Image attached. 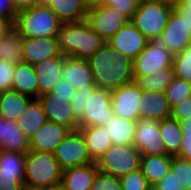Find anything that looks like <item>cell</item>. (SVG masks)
<instances>
[{
	"instance_id": "cell-23",
	"label": "cell",
	"mask_w": 191,
	"mask_h": 190,
	"mask_svg": "<svg viewBox=\"0 0 191 190\" xmlns=\"http://www.w3.org/2000/svg\"><path fill=\"white\" fill-rule=\"evenodd\" d=\"M78 130L85 140L90 157L95 162L113 145L104 125L81 127Z\"/></svg>"
},
{
	"instance_id": "cell-19",
	"label": "cell",
	"mask_w": 191,
	"mask_h": 190,
	"mask_svg": "<svg viewBox=\"0 0 191 190\" xmlns=\"http://www.w3.org/2000/svg\"><path fill=\"white\" fill-rule=\"evenodd\" d=\"M63 64L64 56L59 55L33 65L39 86V97L50 93L55 84L62 79Z\"/></svg>"
},
{
	"instance_id": "cell-26",
	"label": "cell",
	"mask_w": 191,
	"mask_h": 190,
	"mask_svg": "<svg viewBox=\"0 0 191 190\" xmlns=\"http://www.w3.org/2000/svg\"><path fill=\"white\" fill-rule=\"evenodd\" d=\"M13 90L32 98H39V86L32 64L22 61L15 65Z\"/></svg>"
},
{
	"instance_id": "cell-30",
	"label": "cell",
	"mask_w": 191,
	"mask_h": 190,
	"mask_svg": "<svg viewBox=\"0 0 191 190\" xmlns=\"http://www.w3.org/2000/svg\"><path fill=\"white\" fill-rule=\"evenodd\" d=\"M161 138L169 155L175 156L181 147L183 130L179 120L167 118L159 121Z\"/></svg>"
},
{
	"instance_id": "cell-54",
	"label": "cell",
	"mask_w": 191,
	"mask_h": 190,
	"mask_svg": "<svg viewBox=\"0 0 191 190\" xmlns=\"http://www.w3.org/2000/svg\"><path fill=\"white\" fill-rule=\"evenodd\" d=\"M177 7H187L191 11V0H180Z\"/></svg>"
},
{
	"instance_id": "cell-41",
	"label": "cell",
	"mask_w": 191,
	"mask_h": 190,
	"mask_svg": "<svg viewBox=\"0 0 191 190\" xmlns=\"http://www.w3.org/2000/svg\"><path fill=\"white\" fill-rule=\"evenodd\" d=\"M76 91L77 90L72 87L70 83L62 78L61 80H59V82L55 84L50 93L55 95V99L61 100V103H63L64 101L71 103L74 100Z\"/></svg>"
},
{
	"instance_id": "cell-53",
	"label": "cell",
	"mask_w": 191,
	"mask_h": 190,
	"mask_svg": "<svg viewBox=\"0 0 191 190\" xmlns=\"http://www.w3.org/2000/svg\"><path fill=\"white\" fill-rule=\"evenodd\" d=\"M151 1H157L166 5H169L173 8H176L180 0H151Z\"/></svg>"
},
{
	"instance_id": "cell-22",
	"label": "cell",
	"mask_w": 191,
	"mask_h": 190,
	"mask_svg": "<svg viewBox=\"0 0 191 190\" xmlns=\"http://www.w3.org/2000/svg\"><path fill=\"white\" fill-rule=\"evenodd\" d=\"M0 149L26 154L30 151L29 139L17 125L0 116Z\"/></svg>"
},
{
	"instance_id": "cell-32",
	"label": "cell",
	"mask_w": 191,
	"mask_h": 190,
	"mask_svg": "<svg viewBox=\"0 0 191 190\" xmlns=\"http://www.w3.org/2000/svg\"><path fill=\"white\" fill-rule=\"evenodd\" d=\"M175 78L174 68L168 67L156 73L139 77L136 82L142 90L165 92Z\"/></svg>"
},
{
	"instance_id": "cell-5",
	"label": "cell",
	"mask_w": 191,
	"mask_h": 190,
	"mask_svg": "<svg viewBox=\"0 0 191 190\" xmlns=\"http://www.w3.org/2000/svg\"><path fill=\"white\" fill-rule=\"evenodd\" d=\"M174 8L151 0H140L130 20L148 41H158Z\"/></svg>"
},
{
	"instance_id": "cell-18",
	"label": "cell",
	"mask_w": 191,
	"mask_h": 190,
	"mask_svg": "<svg viewBox=\"0 0 191 190\" xmlns=\"http://www.w3.org/2000/svg\"><path fill=\"white\" fill-rule=\"evenodd\" d=\"M42 104L47 120L63 125L71 131L78 130V121L72 113V105L70 102L61 103L59 99H55V95L47 93L38 98Z\"/></svg>"
},
{
	"instance_id": "cell-33",
	"label": "cell",
	"mask_w": 191,
	"mask_h": 190,
	"mask_svg": "<svg viewBox=\"0 0 191 190\" xmlns=\"http://www.w3.org/2000/svg\"><path fill=\"white\" fill-rule=\"evenodd\" d=\"M25 154L0 149V173L25 174Z\"/></svg>"
},
{
	"instance_id": "cell-27",
	"label": "cell",
	"mask_w": 191,
	"mask_h": 190,
	"mask_svg": "<svg viewBox=\"0 0 191 190\" xmlns=\"http://www.w3.org/2000/svg\"><path fill=\"white\" fill-rule=\"evenodd\" d=\"M34 98L15 90L0 94V116L9 121H17Z\"/></svg>"
},
{
	"instance_id": "cell-45",
	"label": "cell",
	"mask_w": 191,
	"mask_h": 190,
	"mask_svg": "<svg viewBox=\"0 0 191 190\" xmlns=\"http://www.w3.org/2000/svg\"><path fill=\"white\" fill-rule=\"evenodd\" d=\"M152 190H184L176 180L175 175L169 171V173L156 183Z\"/></svg>"
},
{
	"instance_id": "cell-8",
	"label": "cell",
	"mask_w": 191,
	"mask_h": 190,
	"mask_svg": "<svg viewBox=\"0 0 191 190\" xmlns=\"http://www.w3.org/2000/svg\"><path fill=\"white\" fill-rule=\"evenodd\" d=\"M173 59L174 55L159 41H148L142 53L134 59V81L163 68L173 67Z\"/></svg>"
},
{
	"instance_id": "cell-47",
	"label": "cell",
	"mask_w": 191,
	"mask_h": 190,
	"mask_svg": "<svg viewBox=\"0 0 191 190\" xmlns=\"http://www.w3.org/2000/svg\"><path fill=\"white\" fill-rule=\"evenodd\" d=\"M175 156L184 160L191 161V135H182L181 147Z\"/></svg>"
},
{
	"instance_id": "cell-4",
	"label": "cell",
	"mask_w": 191,
	"mask_h": 190,
	"mask_svg": "<svg viewBox=\"0 0 191 190\" xmlns=\"http://www.w3.org/2000/svg\"><path fill=\"white\" fill-rule=\"evenodd\" d=\"M24 186L50 189L61 183L62 169L54 153L29 151L25 154Z\"/></svg>"
},
{
	"instance_id": "cell-7",
	"label": "cell",
	"mask_w": 191,
	"mask_h": 190,
	"mask_svg": "<svg viewBox=\"0 0 191 190\" xmlns=\"http://www.w3.org/2000/svg\"><path fill=\"white\" fill-rule=\"evenodd\" d=\"M54 156L62 170L84 166L95 161L90 157L79 130L71 131L56 147Z\"/></svg>"
},
{
	"instance_id": "cell-20",
	"label": "cell",
	"mask_w": 191,
	"mask_h": 190,
	"mask_svg": "<svg viewBox=\"0 0 191 190\" xmlns=\"http://www.w3.org/2000/svg\"><path fill=\"white\" fill-rule=\"evenodd\" d=\"M62 78L76 90L95 85L94 77L87 59L65 57Z\"/></svg>"
},
{
	"instance_id": "cell-37",
	"label": "cell",
	"mask_w": 191,
	"mask_h": 190,
	"mask_svg": "<svg viewBox=\"0 0 191 190\" xmlns=\"http://www.w3.org/2000/svg\"><path fill=\"white\" fill-rule=\"evenodd\" d=\"M119 179L123 190H152V186L140 169L132 171Z\"/></svg>"
},
{
	"instance_id": "cell-25",
	"label": "cell",
	"mask_w": 191,
	"mask_h": 190,
	"mask_svg": "<svg viewBox=\"0 0 191 190\" xmlns=\"http://www.w3.org/2000/svg\"><path fill=\"white\" fill-rule=\"evenodd\" d=\"M45 3L62 23L80 22L86 19L88 10L83 0H47Z\"/></svg>"
},
{
	"instance_id": "cell-50",
	"label": "cell",
	"mask_w": 191,
	"mask_h": 190,
	"mask_svg": "<svg viewBox=\"0 0 191 190\" xmlns=\"http://www.w3.org/2000/svg\"><path fill=\"white\" fill-rule=\"evenodd\" d=\"M186 20L189 28H191V11L187 7H176L175 8Z\"/></svg>"
},
{
	"instance_id": "cell-14",
	"label": "cell",
	"mask_w": 191,
	"mask_h": 190,
	"mask_svg": "<svg viewBox=\"0 0 191 190\" xmlns=\"http://www.w3.org/2000/svg\"><path fill=\"white\" fill-rule=\"evenodd\" d=\"M107 42L115 48L118 54L134 60L145 49L148 40L130 21Z\"/></svg>"
},
{
	"instance_id": "cell-10",
	"label": "cell",
	"mask_w": 191,
	"mask_h": 190,
	"mask_svg": "<svg viewBox=\"0 0 191 190\" xmlns=\"http://www.w3.org/2000/svg\"><path fill=\"white\" fill-rule=\"evenodd\" d=\"M85 20L91 29L106 41L130 22L118 9L109 6L88 10Z\"/></svg>"
},
{
	"instance_id": "cell-2",
	"label": "cell",
	"mask_w": 191,
	"mask_h": 190,
	"mask_svg": "<svg viewBox=\"0 0 191 190\" xmlns=\"http://www.w3.org/2000/svg\"><path fill=\"white\" fill-rule=\"evenodd\" d=\"M58 41L65 57L88 59L107 42L93 31L86 20L62 23Z\"/></svg>"
},
{
	"instance_id": "cell-11",
	"label": "cell",
	"mask_w": 191,
	"mask_h": 190,
	"mask_svg": "<svg viewBox=\"0 0 191 190\" xmlns=\"http://www.w3.org/2000/svg\"><path fill=\"white\" fill-rule=\"evenodd\" d=\"M173 55L191 46V28L187 20L174 8L158 40Z\"/></svg>"
},
{
	"instance_id": "cell-46",
	"label": "cell",
	"mask_w": 191,
	"mask_h": 190,
	"mask_svg": "<svg viewBox=\"0 0 191 190\" xmlns=\"http://www.w3.org/2000/svg\"><path fill=\"white\" fill-rule=\"evenodd\" d=\"M18 11L12 3V0H0V18L15 23Z\"/></svg>"
},
{
	"instance_id": "cell-13",
	"label": "cell",
	"mask_w": 191,
	"mask_h": 190,
	"mask_svg": "<svg viewBox=\"0 0 191 190\" xmlns=\"http://www.w3.org/2000/svg\"><path fill=\"white\" fill-rule=\"evenodd\" d=\"M142 89L132 81L111 91V108L116 116L139 120L138 104Z\"/></svg>"
},
{
	"instance_id": "cell-56",
	"label": "cell",
	"mask_w": 191,
	"mask_h": 190,
	"mask_svg": "<svg viewBox=\"0 0 191 190\" xmlns=\"http://www.w3.org/2000/svg\"><path fill=\"white\" fill-rule=\"evenodd\" d=\"M47 190H64V189L59 185V186L52 187V188L47 189Z\"/></svg>"
},
{
	"instance_id": "cell-28",
	"label": "cell",
	"mask_w": 191,
	"mask_h": 190,
	"mask_svg": "<svg viewBox=\"0 0 191 190\" xmlns=\"http://www.w3.org/2000/svg\"><path fill=\"white\" fill-rule=\"evenodd\" d=\"M47 117L38 98H34L18 118L17 125L25 136L31 138L37 130L46 123Z\"/></svg>"
},
{
	"instance_id": "cell-36",
	"label": "cell",
	"mask_w": 191,
	"mask_h": 190,
	"mask_svg": "<svg viewBox=\"0 0 191 190\" xmlns=\"http://www.w3.org/2000/svg\"><path fill=\"white\" fill-rule=\"evenodd\" d=\"M173 68L175 77L191 83V46L174 55Z\"/></svg>"
},
{
	"instance_id": "cell-1",
	"label": "cell",
	"mask_w": 191,
	"mask_h": 190,
	"mask_svg": "<svg viewBox=\"0 0 191 190\" xmlns=\"http://www.w3.org/2000/svg\"><path fill=\"white\" fill-rule=\"evenodd\" d=\"M87 60L98 88L112 91L134 81V60L118 54L108 42Z\"/></svg>"
},
{
	"instance_id": "cell-40",
	"label": "cell",
	"mask_w": 191,
	"mask_h": 190,
	"mask_svg": "<svg viewBox=\"0 0 191 190\" xmlns=\"http://www.w3.org/2000/svg\"><path fill=\"white\" fill-rule=\"evenodd\" d=\"M95 88H96V85H89L76 91L74 100L71 102V105H72L71 109H72L74 118L77 121H79L83 116L84 106L87 100L88 91H94Z\"/></svg>"
},
{
	"instance_id": "cell-42",
	"label": "cell",
	"mask_w": 191,
	"mask_h": 190,
	"mask_svg": "<svg viewBox=\"0 0 191 190\" xmlns=\"http://www.w3.org/2000/svg\"><path fill=\"white\" fill-rule=\"evenodd\" d=\"M140 0H105L103 6H109L118 9L130 20L137 11Z\"/></svg>"
},
{
	"instance_id": "cell-44",
	"label": "cell",
	"mask_w": 191,
	"mask_h": 190,
	"mask_svg": "<svg viewBox=\"0 0 191 190\" xmlns=\"http://www.w3.org/2000/svg\"><path fill=\"white\" fill-rule=\"evenodd\" d=\"M171 118L179 121L191 118V96L185 97L172 107Z\"/></svg>"
},
{
	"instance_id": "cell-39",
	"label": "cell",
	"mask_w": 191,
	"mask_h": 190,
	"mask_svg": "<svg viewBox=\"0 0 191 190\" xmlns=\"http://www.w3.org/2000/svg\"><path fill=\"white\" fill-rule=\"evenodd\" d=\"M15 64L0 59V94L13 90Z\"/></svg>"
},
{
	"instance_id": "cell-3",
	"label": "cell",
	"mask_w": 191,
	"mask_h": 190,
	"mask_svg": "<svg viewBox=\"0 0 191 190\" xmlns=\"http://www.w3.org/2000/svg\"><path fill=\"white\" fill-rule=\"evenodd\" d=\"M62 22L47 6L39 3L31 8L18 11L14 29L24 39L58 36Z\"/></svg>"
},
{
	"instance_id": "cell-34",
	"label": "cell",
	"mask_w": 191,
	"mask_h": 190,
	"mask_svg": "<svg viewBox=\"0 0 191 190\" xmlns=\"http://www.w3.org/2000/svg\"><path fill=\"white\" fill-rule=\"evenodd\" d=\"M165 93L171 107H173L185 97L191 96V83L175 77Z\"/></svg>"
},
{
	"instance_id": "cell-29",
	"label": "cell",
	"mask_w": 191,
	"mask_h": 190,
	"mask_svg": "<svg viewBox=\"0 0 191 190\" xmlns=\"http://www.w3.org/2000/svg\"><path fill=\"white\" fill-rule=\"evenodd\" d=\"M110 135L113 145H134L137 128L136 120L116 116L104 125Z\"/></svg>"
},
{
	"instance_id": "cell-9",
	"label": "cell",
	"mask_w": 191,
	"mask_h": 190,
	"mask_svg": "<svg viewBox=\"0 0 191 190\" xmlns=\"http://www.w3.org/2000/svg\"><path fill=\"white\" fill-rule=\"evenodd\" d=\"M114 117L115 114L111 108V91L96 87L94 91H88L83 116L78 121V127L105 125Z\"/></svg>"
},
{
	"instance_id": "cell-51",
	"label": "cell",
	"mask_w": 191,
	"mask_h": 190,
	"mask_svg": "<svg viewBox=\"0 0 191 190\" xmlns=\"http://www.w3.org/2000/svg\"><path fill=\"white\" fill-rule=\"evenodd\" d=\"M86 9L90 10L104 5L105 0H83Z\"/></svg>"
},
{
	"instance_id": "cell-38",
	"label": "cell",
	"mask_w": 191,
	"mask_h": 190,
	"mask_svg": "<svg viewBox=\"0 0 191 190\" xmlns=\"http://www.w3.org/2000/svg\"><path fill=\"white\" fill-rule=\"evenodd\" d=\"M90 190H123L120 179L98 171Z\"/></svg>"
},
{
	"instance_id": "cell-17",
	"label": "cell",
	"mask_w": 191,
	"mask_h": 190,
	"mask_svg": "<svg viewBox=\"0 0 191 190\" xmlns=\"http://www.w3.org/2000/svg\"><path fill=\"white\" fill-rule=\"evenodd\" d=\"M71 130L52 121L44 123L37 132L29 138L30 151H45L54 153L56 147Z\"/></svg>"
},
{
	"instance_id": "cell-31",
	"label": "cell",
	"mask_w": 191,
	"mask_h": 190,
	"mask_svg": "<svg viewBox=\"0 0 191 190\" xmlns=\"http://www.w3.org/2000/svg\"><path fill=\"white\" fill-rule=\"evenodd\" d=\"M23 43L24 38L13 28L0 41V59L17 64L23 61Z\"/></svg>"
},
{
	"instance_id": "cell-55",
	"label": "cell",
	"mask_w": 191,
	"mask_h": 190,
	"mask_svg": "<svg viewBox=\"0 0 191 190\" xmlns=\"http://www.w3.org/2000/svg\"><path fill=\"white\" fill-rule=\"evenodd\" d=\"M23 190H47L46 188L24 186Z\"/></svg>"
},
{
	"instance_id": "cell-21",
	"label": "cell",
	"mask_w": 191,
	"mask_h": 190,
	"mask_svg": "<svg viewBox=\"0 0 191 190\" xmlns=\"http://www.w3.org/2000/svg\"><path fill=\"white\" fill-rule=\"evenodd\" d=\"M99 171L96 162L62 171L60 186L64 190H90Z\"/></svg>"
},
{
	"instance_id": "cell-12",
	"label": "cell",
	"mask_w": 191,
	"mask_h": 190,
	"mask_svg": "<svg viewBox=\"0 0 191 190\" xmlns=\"http://www.w3.org/2000/svg\"><path fill=\"white\" fill-rule=\"evenodd\" d=\"M134 146L141 156L169 155L161 138L159 121L154 119H139L135 133Z\"/></svg>"
},
{
	"instance_id": "cell-43",
	"label": "cell",
	"mask_w": 191,
	"mask_h": 190,
	"mask_svg": "<svg viewBox=\"0 0 191 190\" xmlns=\"http://www.w3.org/2000/svg\"><path fill=\"white\" fill-rule=\"evenodd\" d=\"M24 175L0 173V190H23Z\"/></svg>"
},
{
	"instance_id": "cell-57",
	"label": "cell",
	"mask_w": 191,
	"mask_h": 190,
	"mask_svg": "<svg viewBox=\"0 0 191 190\" xmlns=\"http://www.w3.org/2000/svg\"><path fill=\"white\" fill-rule=\"evenodd\" d=\"M39 3H45L47 0H38Z\"/></svg>"
},
{
	"instance_id": "cell-48",
	"label": "cell",
	"mask_w": 191,
	"mask_h": 190,
	"mask_svg": "<svg viewBox=\"0 0 191 190\" xmlns=\"http://www.w3.org/2000/svg\"><path fill=\"white\" fill-rule=\"evenodd\" d=\"M12 3L17 9V11H21L39 4V1L38 0H12Z\"/></svg>"
},
{
	"instance_id": "cell-24",
	"label": "cell",
	"mask_w": 191,
	"mask_h": 190,
	"mask_svg": "<svg viewBox=\"0 0 191 190\" xmlns=\"http://www.w3.org/2000/svg\"><path fill=\"white\" fill-rule=\"evenodd\" d=\"M172 158V155L141 156L140 170L152 187L169 173Z\"/></svg>"
},
{
	"instance_id": "cell-52",
	"label": "cell",
	"mask_w": 191,
	"mask_h": 190,
	"mask_svg": "<svg viewBox=\"0 0 191 190\" xmlns=\"http://www.w3.org/2000/svg\"><path fill=\"white\" fill-rule=\"evenodd\" d=\"M180 123L183 130V134L191 135V118H189L188 120H181Z\"/></svg>"
},
{
	"instance_id": "cell-16",
	"label": "cell",
	"mask_w": 191,
	"mask_h": 190,
	"mask_svg": "<svg viewBox=\"0 0 191 190\" xmlns=\"http://www.w3.org/2000/svg\"><path fill=\"white\" fill-rule=\"evenodd\" d=\"M138 112L139 119L161 121L171 117L172 107L165 92L142 90Z\"/></svg>"
},
{
	"instance_id": "cell-49",
	"label": "cell",
	"mask_w": 191,
	"mask_h": 190,
	"mask_svg": "<svg viewBox=\"0 0 191 190\" xmlns=\"http://www.w3.org/2000/svg\"><path fill=\"white\" fill-rule=\"evenodd\" d=\"M13 24L5 19L0 18V41L13 29Z\"/></svg>"
},
{
	"instance_id": "cell-15",
	"label": "cell",
	"mask_w": 191,
	"mask_h": 190,
	"mask_svg": "<svg viewBox=\"0 0 191 190\" xmlns=\"http://www.w3.org/2000/svg\"><path fill=\"white\" fill-rule=\"evenodd\" d=\"M23 61L35 65L61 54L58 36L24 39Z\"/></svg>"
},
{
	"instance_id": "cell-6",
	"label": "cell",
	"mask_w": 191,
	"mask_h": 190,
	"mask_svg": "<svg viewBox=\"0 0 191 190\" xmlns=\"http://www.w3.org/2000/svg\"><path fill=\"white\" fill-rule=\"evenodd\" d=\"M141 153L134 145H112L96 161L99 171L122 177L140 169Z\"/></svg>"
},
{
	"instance_id": "cell-35",
	"label": "cell",
	"mask_w": 191,
	"mask_h": 190,
	"mask_svg": "<svg viewBox=\"0 0 191 190\" xmlns=\"http://www.w3.org/2000/svg\"><path fill=\"white\" fill-rule=\"evenodd\" d=\"M170 171L175 175L179 185L187 190L191 187V161L173 156Z\"/></svg>"
}]
</instances>
